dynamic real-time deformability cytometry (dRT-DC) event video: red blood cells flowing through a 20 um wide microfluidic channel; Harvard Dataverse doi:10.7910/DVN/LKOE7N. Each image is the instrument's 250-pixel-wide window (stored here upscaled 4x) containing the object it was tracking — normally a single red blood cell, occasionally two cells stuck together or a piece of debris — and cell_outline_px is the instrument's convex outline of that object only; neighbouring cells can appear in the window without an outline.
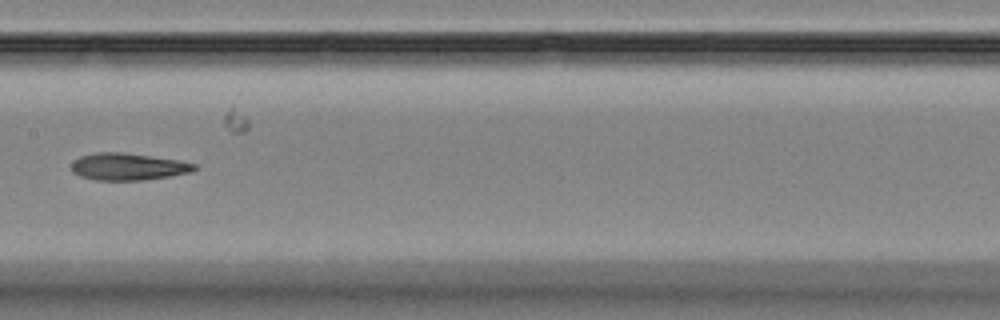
{"species": "Egyptian fruit bat (a non-hibernating species)", "species_latin": "Rousettus aegyptiacus", "temperature_condition": "room temperature", "stored_images_in_passage": 10, "segment_of_instrument_passage": [1, 2], "camera_frame_rate_fps": 3000, "um_per_image_px": 0.085, "animal": {"sex": "female"}, "frame": {"image": 1, "passage_image": 9, "time_ms": 9.0, "image_size_px": [1000, 320], "cell_outline_px": [[196, 168], [188, 172], [168, 176], [144, 180], [96, 180], [80, 176], [72, 172], [72, 160], [80, 156], [96, 152], [124, 152], [180, 160], [196, 164]], "centroid_in_image_um": [10.84, 14.15], "position_along_channel_um": 196.6, "area_um2": 19.36}}